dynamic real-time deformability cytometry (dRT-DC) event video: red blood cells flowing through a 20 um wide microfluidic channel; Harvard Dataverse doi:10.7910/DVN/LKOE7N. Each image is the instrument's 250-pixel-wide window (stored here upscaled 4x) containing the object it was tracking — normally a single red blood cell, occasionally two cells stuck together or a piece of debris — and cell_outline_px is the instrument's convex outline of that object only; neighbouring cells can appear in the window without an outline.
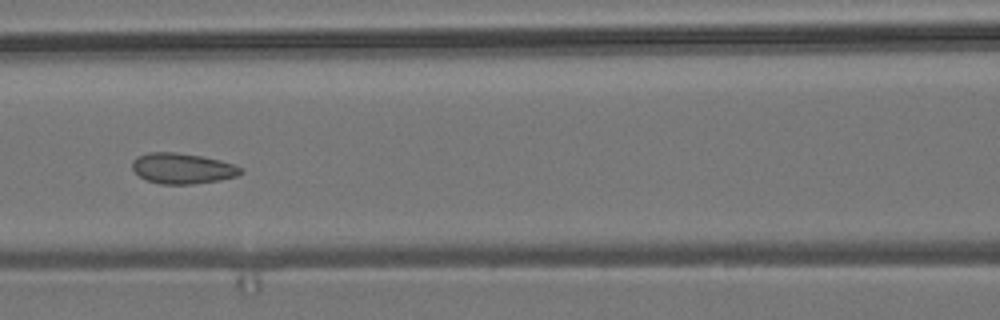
{"species": "common noctule bat (a hibernating species)", "species_latin": "Nyctalus noctula", "temperature_condition": "room temperature", "stored_images_in_passage": 9, "camera_frame_rate_fps": 3000, "um_per_image_px": 0.085, "animal": {"sex": "male", "body_mass_g": 19.2, "forearm_length_mm": 51.8}, "frame": {"image": 1, "passage_image": 7, "time_ms": 2.0, "image_size_px": [1000, 320], "cell_outline_px": [[244, 172], [236, 176], [220, 180], [192, 184], [160, 184], [148, 180], [140, 176], [132, 168], [132, 160], [136, 156], [148, 152], [172, 152], [200, 156], [220, 160], [244, 168]], "centroid_in_image_um": [15.51, 14.31], "position_along_channel_um": 151.1, "area_um2": 19.31}}
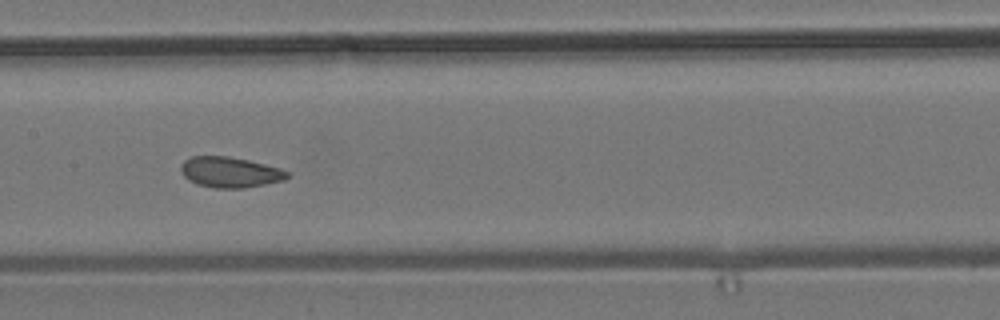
{"frame": {"image": 2, "passage_image": 8, "time_ms": 2.333, "image_size_px": [1000, 320], "cell_outline_px": [[292, 176], [284, 180], [244, 188], [216, 188], [196, 184], [188, 180], [180, 172], [180, 164], [184, 160], [192, 156], [228, 156], [248, 160], [280, 168], [288, 172]], "centroid_in_image_um": [19.53, 14.64], "position_along_channel_um": 187.9, "area_um2": 19.07}}
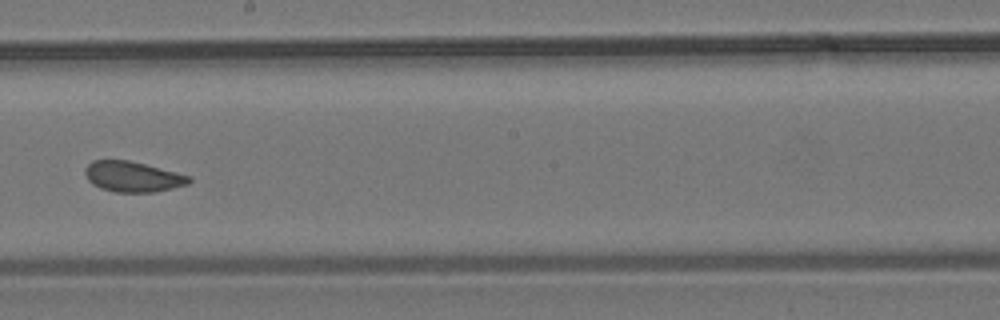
{"frame": {"image": 3, "passage_image": 9, "time_ms": 2.667, "image_size_px": [1000, 320], "cell_outline_px": [[192, 180], [188, 184], [156, 192], [116, 192], [100, 188], [92, 184], [88, 180], [84, 172], [84, 168], [92, 160], [128, 160], [192, 176]], "centroid_in_image_um": [11.27, 15.02], "position_along_channel_um": 236.9, "area_um2": 18.5}}